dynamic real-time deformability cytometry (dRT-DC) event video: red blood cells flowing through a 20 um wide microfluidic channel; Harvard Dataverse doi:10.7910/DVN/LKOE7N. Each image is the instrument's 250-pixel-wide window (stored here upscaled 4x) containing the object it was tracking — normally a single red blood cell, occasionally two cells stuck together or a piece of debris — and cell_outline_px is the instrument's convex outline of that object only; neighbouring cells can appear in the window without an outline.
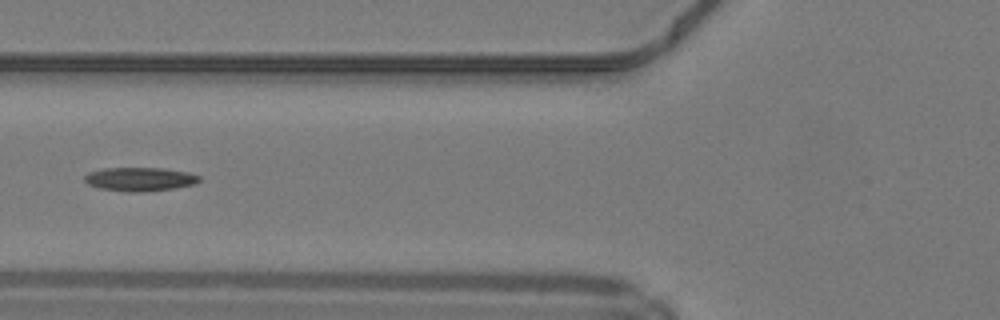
{"species": "common noctule bat (a hibernating species)", "species_latin": "Nyctalus noctula", "temperature_condition": "warm", "stored_images_in_passage": 35, "camera_frame_rate_fps": 3000, "um_per_image_px": 0.085, "animal": {"sex": "male", "body_mass_g": 19.2, "forearm_length_mm": 51.8}, "frame": {"image": 1, "passage_image": 6, "time_ms": 1.667, "image_size_px": [1000, 320], "cell_outline_px": [[200, 180], [196, 184], [172, 188], [144, 192], [128, 192], [100, 188], [88, 184], [84, 180], [84, 176], [88, 172], [104, 168], [160, 168], [188, 172], [200, 176]], "centroid_in_image_um": [11.88, 15.23], "position_along_channel_um": 113.9, "area_um2": 15.84}}
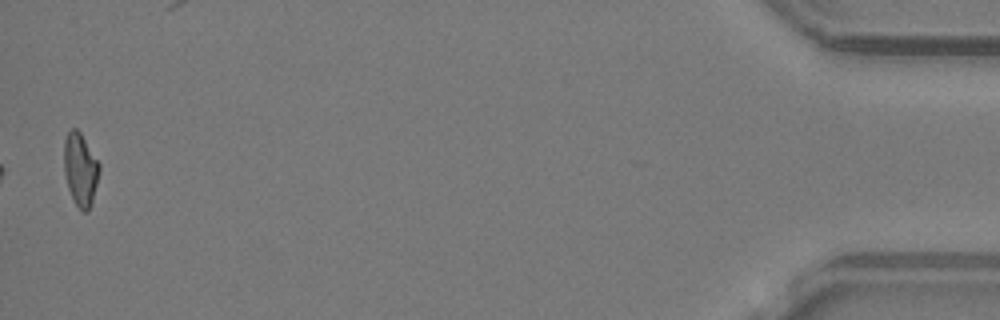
{"frame": {"image": 2, "passage_image": 35, "time_ms": 11.333, "image_size_px": [1000, 320], "cell_outline_px": [[100, 172], [92, 200], [88, 212], [84, 212], [76, 204], [68, 188], [64, 172], [64, 140], [68, 132], [72, 128], [76, 128], [80, 132], [100, 164]], "centroid_in_image_um": [6.83, 14.38], "position_along_channel_um": 428.4, "area_um2": 14.85}, "authors_computed_cell_mechanics": {"area_um2": 15.317, "velocity_mm_per_s": 4.2366, "shape_relaxation_time_tau1_ms": null, "shape_relaxation_time_tau2_ms": 6.2165, "deformation_change_tau1": null, "deformation_change_tau2": 0.183}}